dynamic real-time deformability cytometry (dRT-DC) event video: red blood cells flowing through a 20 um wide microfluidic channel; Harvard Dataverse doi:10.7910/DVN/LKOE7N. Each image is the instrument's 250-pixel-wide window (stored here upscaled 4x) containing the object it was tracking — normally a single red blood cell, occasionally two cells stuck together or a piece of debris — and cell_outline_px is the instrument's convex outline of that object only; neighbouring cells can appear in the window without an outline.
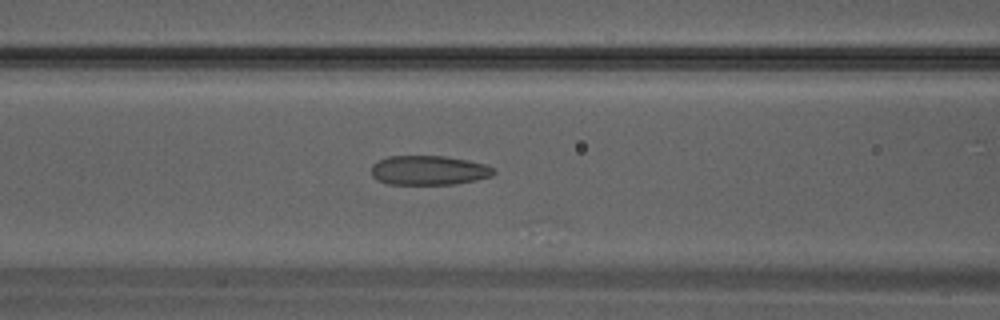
{"species": "Egyptian fruit bat (a non-hibernating species)", "species_latin": "Rousettus aegyptiacus", "temperature_condition": "warm", "stored_images_in_passage": 7, "camera_frame_rate_fps": 3000, "um_per_image_px": 0.085, "animal": {"sex": "male"}, "frame": {"image": 1, "passage_image": 4, "time_ms": 1.0, "image_size_px": [1000, 320], "cell_outline_px": [[496, 172], [492, 176], [476, 180], [452, 184], [388, 184], [376, 180], [372, 176], [372, 164], [388, 156], [444, 156], [468, 160], [484, 164], [496, 168]], "centroid_in_image_um": [36.46, 14.48], "position_along_channel_um": 130.1, "area_um2": 21.04}}